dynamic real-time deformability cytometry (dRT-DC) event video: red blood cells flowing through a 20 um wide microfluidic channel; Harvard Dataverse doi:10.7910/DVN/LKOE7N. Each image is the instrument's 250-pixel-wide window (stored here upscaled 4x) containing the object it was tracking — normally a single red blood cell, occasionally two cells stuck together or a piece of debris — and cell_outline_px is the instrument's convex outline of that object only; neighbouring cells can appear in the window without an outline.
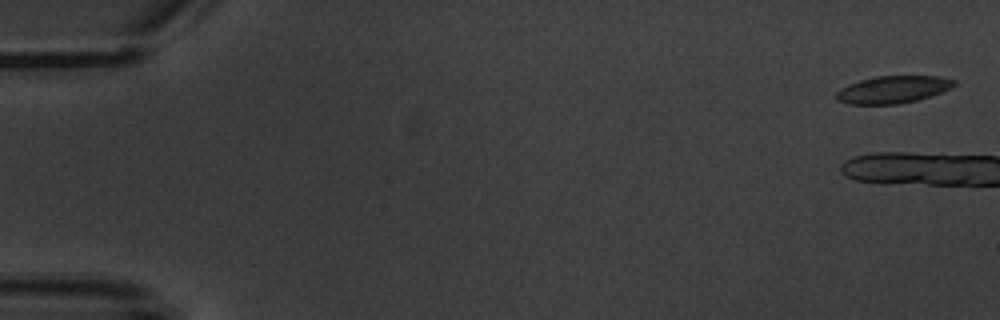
{"species": "common noctule bat (a hibernating species)", "species_latin": "Nyctalus noctula", "temperature_condition": "warm", "stored_images_in_passage": 7, "camera_frame_rate_fps": 3000, "um_per_image_px": 0.085, "animal": {"sex": "male", "body_mass_g": 20.1, "forearm_length_mm": 53.5}, "frame": {"image": 1, "passage_image": 1, "time_ms": 0.0, "image_size_px": [1000, 320], "cell_outline_px": [[956, 84], [952, 88], [916, 100], [900, 104], [848, 104], [836, 100], [836, 92], [840, 88], [848, 84], [860, 80], [876, 76], [940, 76], [956, 80]], "centroid_in_image_um": [75.88, 7.6], "position_along_channel_um": 9.1, "area_um2": 18.79}}
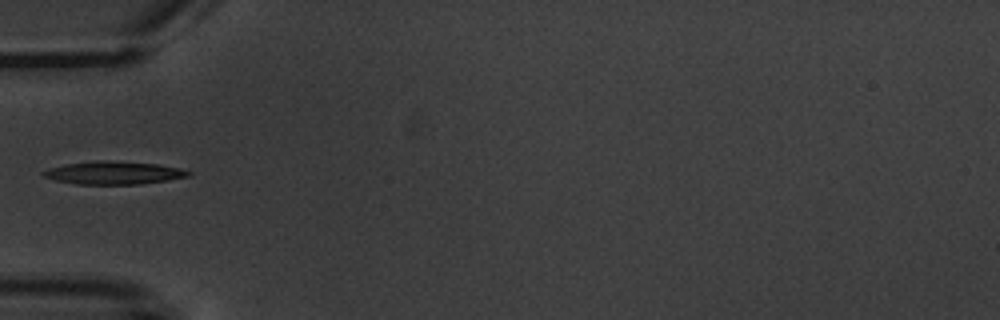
{"frame": {"image": 2, "passage_image": 7, "time_ms": 7.667, "image_size_px": [1000, 320], "cell_outline_px": [[192, 172], [188, 176], [168, 180], [140, 184], [76, 184], [56, 180], [44, 176], [40, 172], [48, 168], [64, 164], [96, 160], [104, 160], [156, 164], [180, 168]], "centroid_in_image_um": [9.63, 14.68], "position_along_channel_um": 75.4, "area_um2": 19.31}}